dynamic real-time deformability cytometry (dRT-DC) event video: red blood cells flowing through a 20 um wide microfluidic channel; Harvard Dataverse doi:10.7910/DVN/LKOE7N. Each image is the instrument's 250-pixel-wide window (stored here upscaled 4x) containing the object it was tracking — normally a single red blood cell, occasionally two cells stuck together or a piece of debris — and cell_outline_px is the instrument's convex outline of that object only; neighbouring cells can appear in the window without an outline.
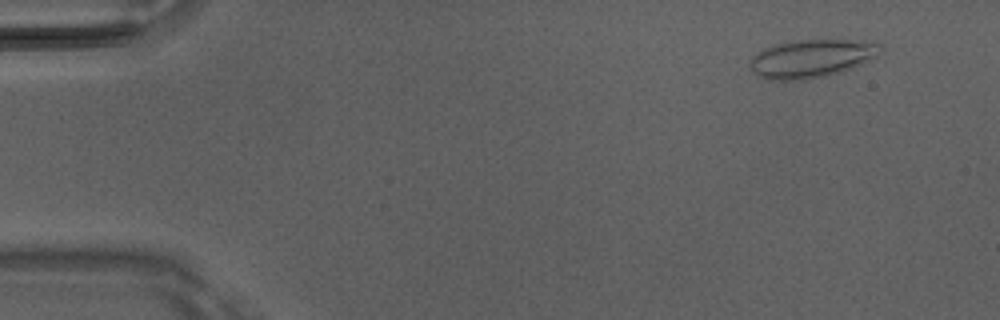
{"species": "Egyptian fruit bat (a non-hibernating species)", "species_latin": "Rousettus aegyptiacus", "temperature_condition": "room temperature", "stored_images_in_passage": 4, "camera_frame_rate_fps": 3000, "um_per_image_px": 0.085, "animal": {"sex": "male"}, "frame": {"image": 1, "passage_image": 1, "time_ms": 0.0, "image_size_px": [1000, 320], "cell_outline_px": [[884, 52], [860, 64], [840, 72], [824, 76], [804, 80], [772, 80], [756, 76], [752, 72], [752, 56], [764, 48], [772, 44], [792, 40], [848, 40], [884, 44]], "centroid_in_image_um": [68.97, 4.96], "position_along_channel_um": 16.0, "area_um2": 29.02}}